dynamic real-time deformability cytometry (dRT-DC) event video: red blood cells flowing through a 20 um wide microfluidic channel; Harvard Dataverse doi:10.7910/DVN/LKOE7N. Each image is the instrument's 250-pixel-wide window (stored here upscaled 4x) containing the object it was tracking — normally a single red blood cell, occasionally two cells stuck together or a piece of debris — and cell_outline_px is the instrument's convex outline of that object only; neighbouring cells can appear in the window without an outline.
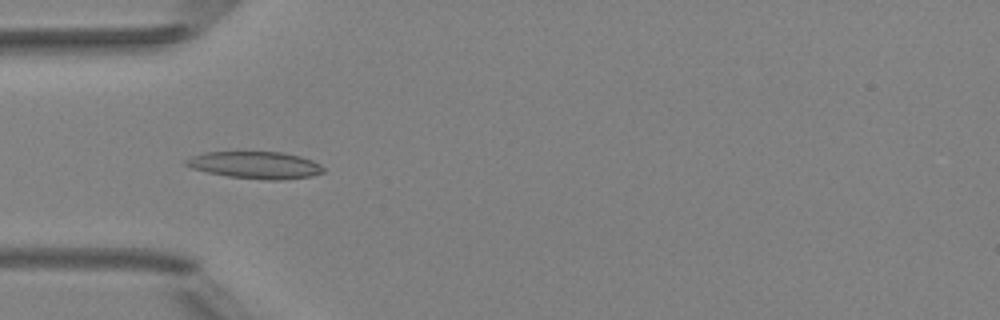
{"species": "Egyptian fruit bat (a non-hibernating species)", "species_latin": "Rousettus aegyptiacus", "temperature_condition": "room temperature", "stored_images_in_passage": 7, "camera_frame_rate_fps": 3000, "um_per_image_px": 0.085, "animal": {"sex": "female"}, "frame": {"image": 1, "passage_image": 4, "time_ms": 4.333, "image_size_px": [1000, 320], "cell_outline_px": [[324, 172], [312, 176], [280, 180], [268, 180], [228, 176], [208, 172], [192, 168], [184, 164], [184, 160], [192, 156], [204, 152], [284, 152], [300, 156], [312, 160], [320, 164], [324, 168]], "centroid_in_image_um": [21.72, 14.02], "position_along_channel_um": 63.3, "area_um2": 21.68}}
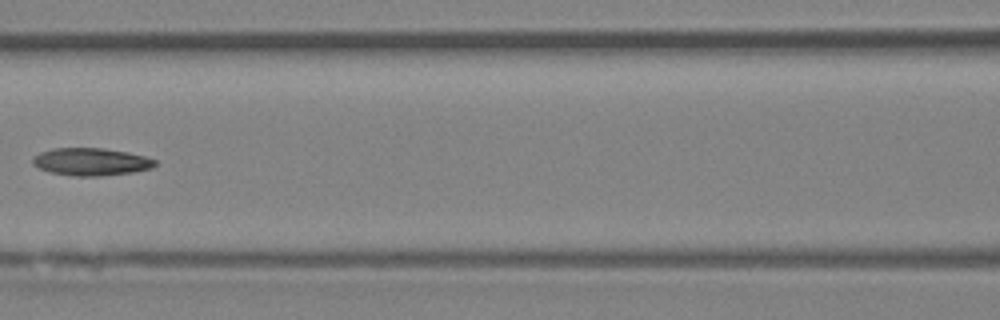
{"frame": {"image": 2, "passage_image": 6, "time_ms": 6.667, "image_size_px": [1000, 320], "cell_outline_px": [[156, 164], [152, 168], [132, 172], [100, 176], [72, 176], [52, 172], [40, 168], [32, 164], [32, 160], [40, 152], [52, 148], [104, 148], [128, 152], [144, 156], [156, 160]], "centroid_in_image_um": [7.75, 13.74], "position_along_channel_um": 158.9, "area_um2": 19.54}}
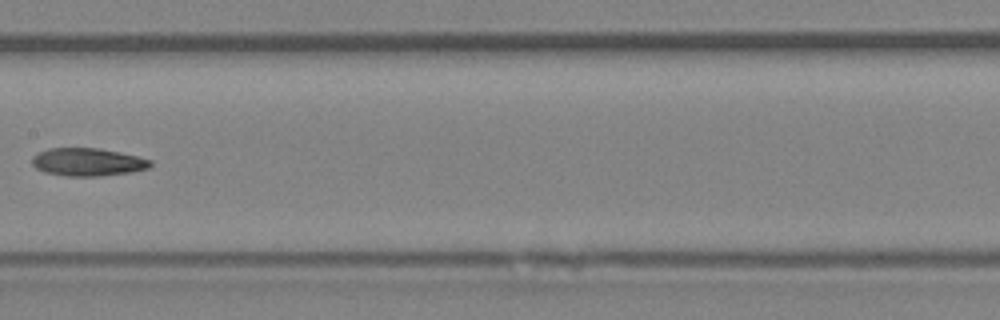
{"frame": {"image": 3, "passage_image": 7, "time_ms": 7.667, "image_size_px": [1000, 320], "cell_outline_px": [[152, 164], [148, 168], [132, 172], [100, 176], [64, 176], [44, 172], [36, 168], [32, 164], [32, 156], [48, 148], [100, 148], [120, 152], [152, 160]], "centroid_in_image_um": [7.45, 13.77], "position_along_channel_um": 200.0, "area_um2": 19.31}}